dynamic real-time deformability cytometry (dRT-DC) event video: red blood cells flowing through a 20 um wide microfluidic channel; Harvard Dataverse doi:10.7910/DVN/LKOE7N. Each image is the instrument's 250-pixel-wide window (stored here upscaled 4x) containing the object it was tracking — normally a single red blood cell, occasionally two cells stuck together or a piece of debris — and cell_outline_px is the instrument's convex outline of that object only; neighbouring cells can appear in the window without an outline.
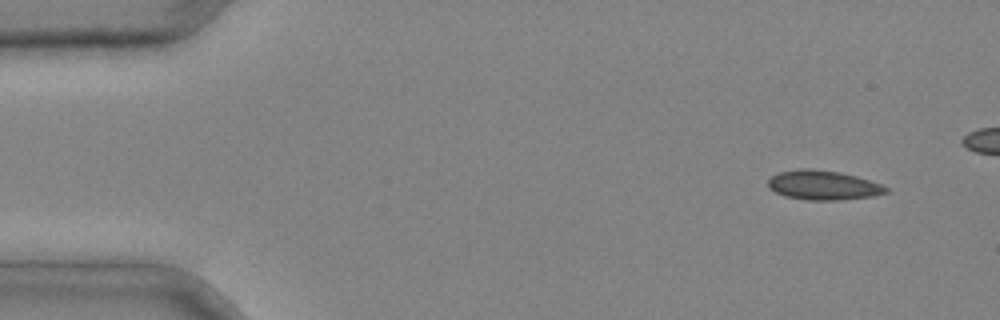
{"species": "common noctule bat (a hibernating species)", "species_latin": "Nyctalus noctula", "temperature_condition": "cold", "stored_images_in_passage": 4, "camera_frame_rate_fps": 3000, "um_per_image_px": 0.085, "animal": {"sex": "male", "body_mass_g": 20.4}, "frame": {"image": 1, "passage_image": 1, "time_ms": 0.0, "image_size_px": [1000, 320], "cell_outline_px": [[888, 192], [872, 196], [840, 200], [808, 200], [784, 196], [776, 192], [768, 184], [768, 180], [772, 176], [780, 172], [800, 168], [812, 168], [840, 172], [856, 176], [880, 184], [888, 188]], "centroid_in_image_um": [69.97, 15.73], "position_along_channel_um": 15.0, "area_um2": 20.06}}